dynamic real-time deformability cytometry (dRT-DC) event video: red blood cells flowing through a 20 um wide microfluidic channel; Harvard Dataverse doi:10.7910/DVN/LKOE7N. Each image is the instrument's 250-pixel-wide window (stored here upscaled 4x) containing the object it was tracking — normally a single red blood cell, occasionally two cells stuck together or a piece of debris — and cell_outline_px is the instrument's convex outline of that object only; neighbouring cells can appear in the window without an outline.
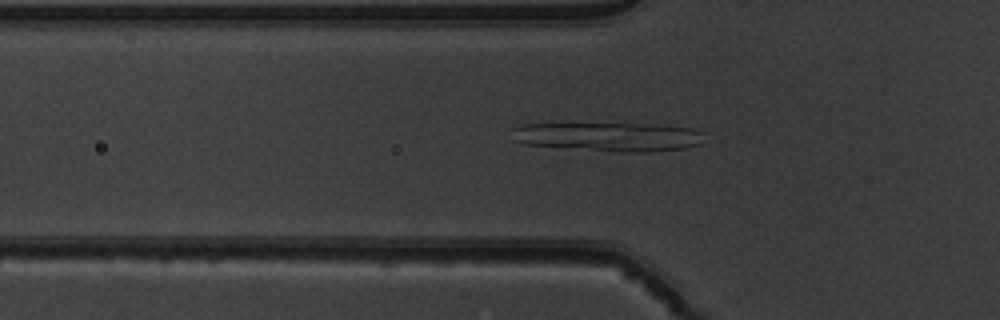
{"species": "common noctule bat (a hibernating species)", "species_latin": "Nyctalus noctula", "temperature_condition": "warm", "stored_images_in_passage": 48, "camera_frame_rate_fps": 3000, "um_per_image_px": 0.085, "animal": {"sex": "male", "body_mass_g": 19.5, "forearm_length_mm": 54.6}, "frame": {"image": 1, "passage_image": 17, "time_ms": 5.333, "image_size_px": [1000, 320], "cell_outline_px": [[704, 132], [700, 144], [688, 148], [648, 152], [620, 152], [524, 144], [512, 140], [512, 128], [524, 124], [664, 124], [692, 128]], "centroid_in_image_um": [51.78, 11.62], "position_along_channel_um": 74.0, "area_um2": 32.6}}
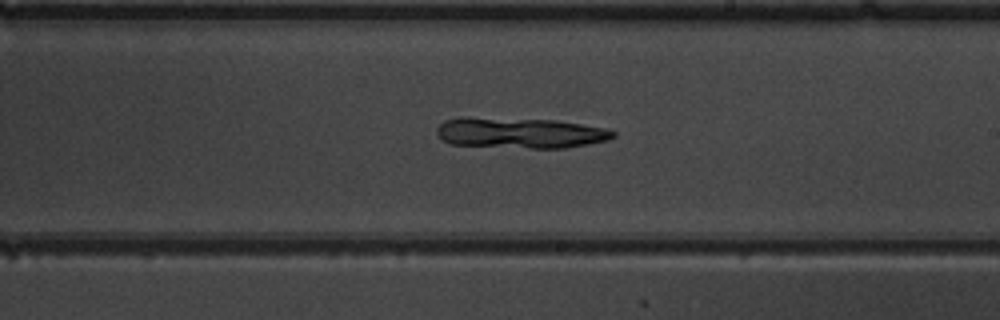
{"frame": {"image": 2, "passage_image": 30, "time_ms": 9.667, "image_size_px": [1000, 320], "cell_outline_px": [[616, 136], [608, 140], [588, 144], [564, 148], [532, 148], [452, 144], [444, 140], [436, 132], [436, 128], [444, 120], [460, 116], [468, 116], [556, 120], [608, 128], [616, 132]], "centroid_in_image_um": [44.22, 11.27], "position_along_channel_um": 244.8, "area_um2": 31.85}}
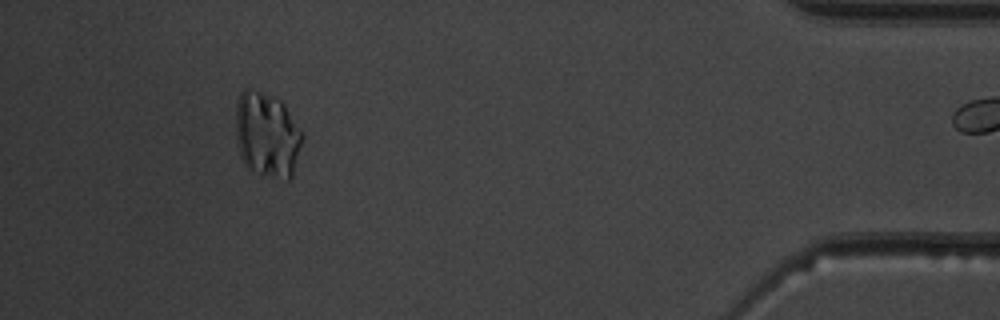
{"frame": {"image": 3, "passage_image": 47, "time_ms": 15.333, "image_size_px": [1000, 320], "cell_outline_px": [[304, 140], [292, 176], [288, 180], [260, 172], [248, 168], [244, 164], [236, 140], [236, 104], [240, 92], [244, 88], [252, 88], [272, 96], [280, 100], [284, 104], [304, 132]], "centroid_in_image_um": [22.72, 11.41], "position_along_channel_um": 412.5, "area_um2": 33.29}}